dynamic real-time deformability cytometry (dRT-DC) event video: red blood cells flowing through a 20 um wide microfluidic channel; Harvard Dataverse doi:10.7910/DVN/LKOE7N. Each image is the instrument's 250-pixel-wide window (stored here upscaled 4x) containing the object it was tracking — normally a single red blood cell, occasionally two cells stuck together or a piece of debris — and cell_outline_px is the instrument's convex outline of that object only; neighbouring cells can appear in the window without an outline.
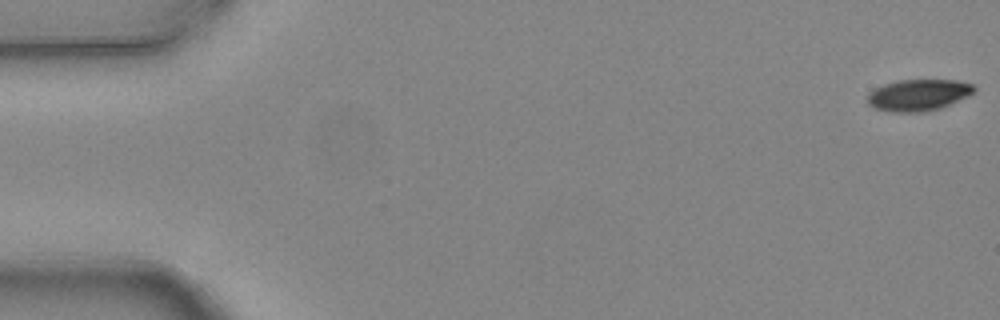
{"species": "common noctule bat (a hibernating species)", "species_latin": "Nyctalus noctula", "temperature_condition": "warm", "stored_images_in_passage": 5, "camera_frame_rate_fps": 3000, "um_per_image_px": 0.085, "animal": {"sex": "female", "body_mass_g": 24.6, "forearm_length_mm": 56.2}, "frame": {"image": 1, "passage_image": 1, "time_ms": 0.0, "image_size_px": [1000, 320], "cell_outline_px": [[976, 88], [968, 96], [940, 108], [924, 112], [892, 112], [872, 108], [868, 104], [868, 92], [884, 84], [896, 80], [956, 80], [972, 84]], "centroid_in_image_um": [78.02, 8.08], "position_along_channel_um": 7.0, "area_um2": 19.59}}
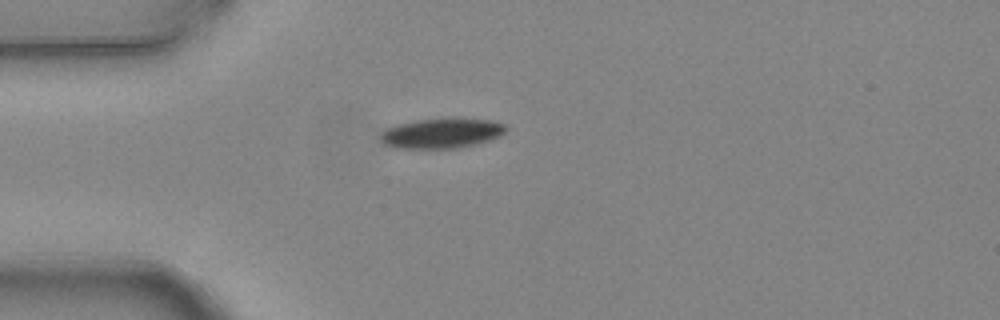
{"frame": {"image": 2, "passage_image": 5, "time_ms": 1.333, "image_size_px": [1000, 320], "cell_outline_px": [[508, 128], [500, 136], [476, 144], [460, 148], [392, 148], [384, 144], [380, 140], [380, 132], [396, 124], [416, 120], [492, 120], [504, 124]], "centroid_in_image_um": [37.49, 11.36], "position_along_channel_um": 47.5, "area_um2": 21.5}}